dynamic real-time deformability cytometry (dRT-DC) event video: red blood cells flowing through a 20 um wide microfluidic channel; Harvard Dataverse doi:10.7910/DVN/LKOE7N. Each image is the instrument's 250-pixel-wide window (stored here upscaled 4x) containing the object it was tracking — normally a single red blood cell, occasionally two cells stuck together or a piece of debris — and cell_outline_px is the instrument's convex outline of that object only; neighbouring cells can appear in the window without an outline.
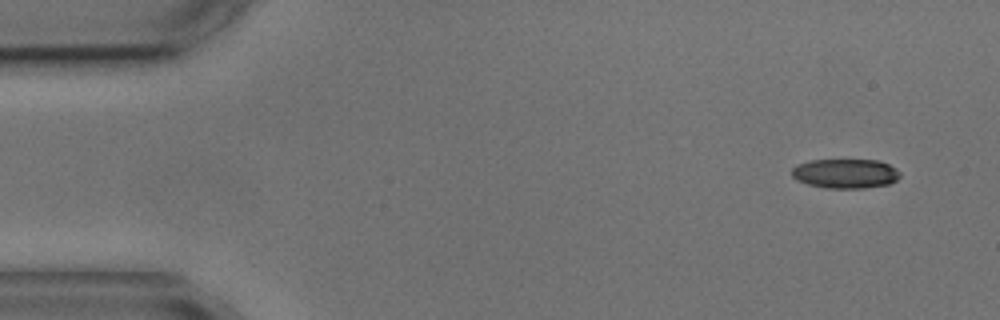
{"species": "common noctule bat (a hibernating species)", "species_latin": "Nyctalus noctula", "temperature_condition": "cold", "stored_images_in_passage": 5, "segment_of_instrument_passage": [2, 2], "camera_frame_rate_fps": 3000, "um_per_image_px": 0.085, "animal": {"sex": "male", "body_mass_g": 17.9, "forearm_length_mm": 54.2}, "frame": {"image": 1, "passage_image": 5, "time_ms": 5.667, "image_size_px": [1000, 320], "cell_outline_px": [[900, 176], [896, 180], [888, 184], [864, 188], [824, 188], [808, 184], [796, 180], [792, 176], [792, 168], [796, 164], [812, 160], [880, 160], [896, 168], [900, 172]], "centroid_in_image_um": [71.85, 14.75], "position_along_channel_um": 13.2, "area_um2": 18.67}}